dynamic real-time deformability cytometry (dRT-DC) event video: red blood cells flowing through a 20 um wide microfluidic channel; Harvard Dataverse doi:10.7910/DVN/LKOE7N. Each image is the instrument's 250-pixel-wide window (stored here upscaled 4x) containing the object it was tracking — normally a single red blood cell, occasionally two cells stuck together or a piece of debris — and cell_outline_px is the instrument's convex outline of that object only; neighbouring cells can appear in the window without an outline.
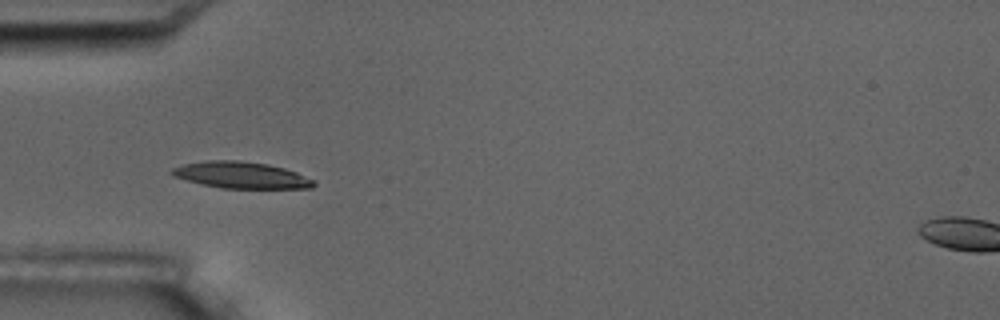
{"species": "common noctule bat (a hibernating species)", "species_latin": "Nyctalus noctula", "temperature_condition": "room temperature", "stored_images_in_passage": 5, "camera_frame_rate_fps": 3000, "um_per_image_px": 0.085, "animal": {"sex": "male", "body_mass_g": 17.5, "forearm_length_mm": 52.3}, "frame": {"image": 1, "passage_image": 4, "time_ms": 3.667, "image_size_px": [1000, 320], "cell_outline_px": [[316, 184], [312, 188], [220, 188], [172, 176], [168, 172], [172, 168], [184, 164], [208, 160], [240, 160], [268, 164], [284, 168], [296, 172], [316, 180]], "centroid_in_image_um": [20.52, 14.88], "position_along_channel_um": 64.5, "area_um2": 21.96}}